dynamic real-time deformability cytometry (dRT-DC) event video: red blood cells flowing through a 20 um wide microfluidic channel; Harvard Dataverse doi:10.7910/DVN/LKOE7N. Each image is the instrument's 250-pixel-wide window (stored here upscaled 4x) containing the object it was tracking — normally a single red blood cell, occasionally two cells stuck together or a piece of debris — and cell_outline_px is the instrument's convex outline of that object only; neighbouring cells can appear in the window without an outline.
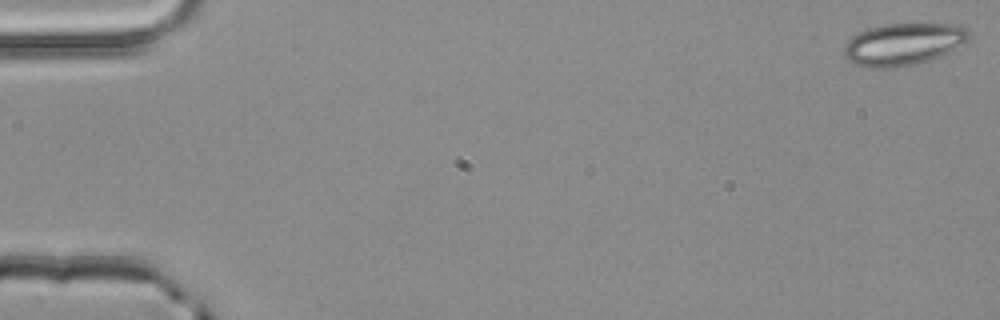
{"species": "common noctule bat (a hibernating species)", "species_latin": "Nyctalus noctula", "temperature_condition": "room temperature", "stored_images_in_passage": 12, "camera_frame_rate_fps": 3000, "um_per_image_px": 0.085, "animal": {"sex": "male", "body_mass_g": 20.4}, "frame": {"image": 1, "passage_image": 1, "time_ms": 0.0, "image_size_px": [1000, 320], "cell_outline_px": [[972, 36], [968, 40], [948, 52], [940, 56], [916, 64], [896, 68], [872, 68], [856, 64], [848, 60], [844, 56], [844, 44], [856, 32], [868, 28], [884, 24], [960, 24], [968, 28]], "centroid_in_image_um": [76.78, 3.74], "position_along_channel_um": 8.2, "area_um2": 30.98}}